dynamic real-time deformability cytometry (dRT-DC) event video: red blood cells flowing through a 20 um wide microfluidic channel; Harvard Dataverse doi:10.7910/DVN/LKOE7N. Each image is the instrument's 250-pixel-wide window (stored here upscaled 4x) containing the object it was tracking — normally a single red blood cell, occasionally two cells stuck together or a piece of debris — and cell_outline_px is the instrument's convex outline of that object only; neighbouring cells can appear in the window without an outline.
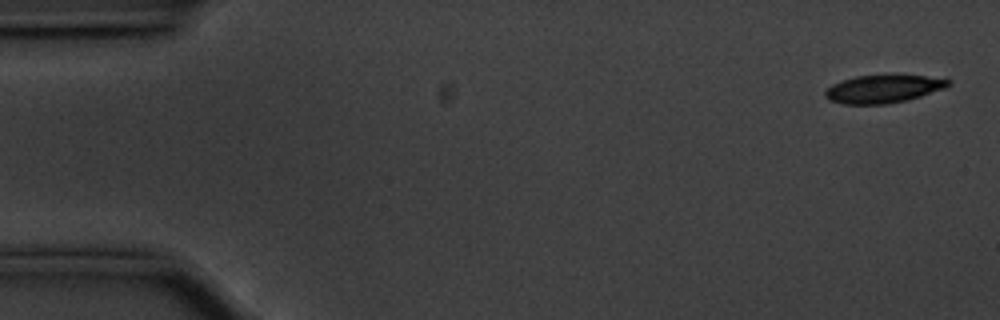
{"species": "common noctule bat (a hibernating species)", "species_latin": "Nyctalus noctula", "temperature_condition": "cold", "stored_images_in_passage": 9, "camera_frame_rate_fps": 3000, "um_per_image_px": 0.085, "animal": {"sex": "male", "body_mass_g": 20.1, "forearm_length_mm": 53.5}, "frame": {"image": 1, "passage_image": 2, "time_ms": 0.333, "image_size_px": [1000, 320], "cell_outline_px": [[952, 84], [944, 88], [908, 100], [888, 104], [844, 104], [828, 100], [824, 96], [824, 92], [832, 84], [856, 76], [900, 72], [952, 80]], "centroid_in_image_um": [75.11, 7.52], "position_along_channel_um": 9.9, "area_um2": 20.81}}